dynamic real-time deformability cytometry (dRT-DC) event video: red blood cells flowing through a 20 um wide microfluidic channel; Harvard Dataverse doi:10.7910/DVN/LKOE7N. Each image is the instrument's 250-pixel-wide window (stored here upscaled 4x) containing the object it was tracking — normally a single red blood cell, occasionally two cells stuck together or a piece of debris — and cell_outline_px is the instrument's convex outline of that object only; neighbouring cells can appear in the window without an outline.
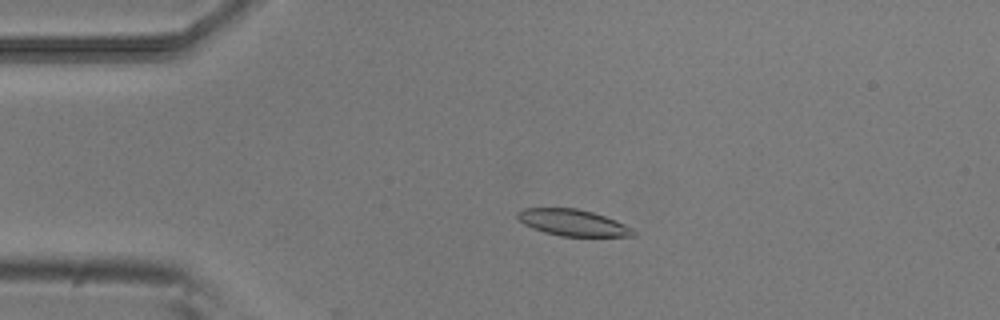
{"species": "common noctule bat (a hibernating species)", "species_latin": "Nyctalus noctula", "temperature_condition": "room temperature", "stored_images_in_passage": 51, "camera_frame_rate_fps": 3000, "um_per_image_px": 0.085, "animal": {"sex": "male", "body_mass_g": 20.5, "forearm_length_mm": 52.5}, "frame": {"image": 1, "passage_image": 12, "time_ms": 3.667, "image_size_px": [1000, 320], "cell_outline_px": [[636, 236], [560, 236], [544, 232], [532, 228], [524, 224], [516, 216], [516, 212], [524, 208], [576, 208], [592, 212], [616, 220], [632, 228], [636, 232]], "centroid_in_image_um": [48.68, 18.92], "position_along_channel_um": 36.3, "area_um2": 17.8}}
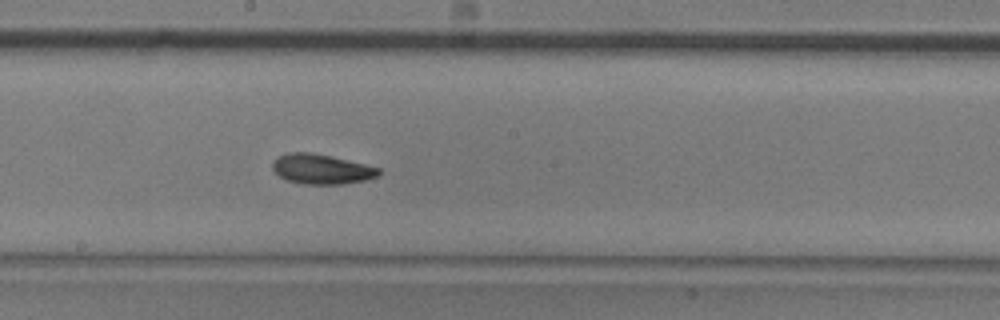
{"frame": {"image": 2, "passage_image": 29, "time_ms": 9.333, "image_size_px": [1000, 320], "cell_outline_px": [[380, 176], [364, 180], [344, 184], [304, 184], [284, 180], [272, 168], [272, 160], [276, 156], [288, 152], [308, 152], [332, 156], [380, 168]], "centroid_in_image_um": [27.29, 14.37], "position_along_channel_um": 220.9, "area_um2": 18.67}}
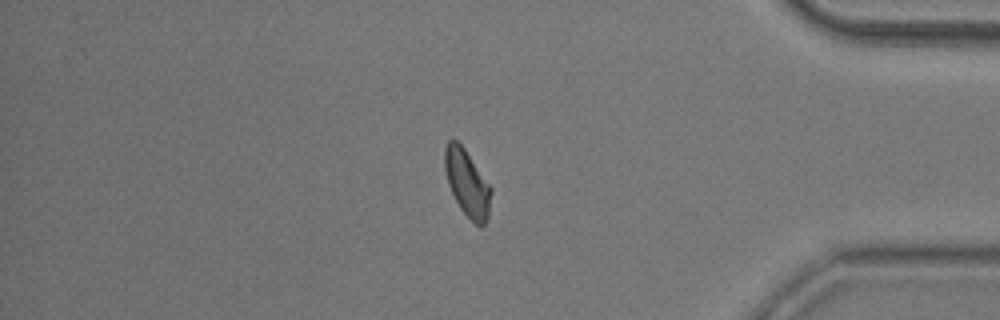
{"frame": {"image": 3, "passage_image": 45, "time_ms": 14.667, "image_size_px": [1000, 320], "cell_outline_px": [[492, 192], [488, 216], [484, 224], [480, 228], [460, 208], [448, 184], [444, 168], [444, 148], [448, 140], [456, 140], [464, 148], [492, 188]], "centroid_in_image_um": [39.7, 15.55], "position_along_channel_um": 395.5, "area_um2": 17.8}, "authors_computed_cell_mechanics": {"area_um2": 18.207, "velocity_mm_per_s": 3.8472, "shape_relaxation_time_tau1_ms": 3.7317, "shape_relaxation_time_tau2_ms": 3.5863, "deformation_change_tau1": 0.1166, "deformation_change_tau2": 0.0947}}